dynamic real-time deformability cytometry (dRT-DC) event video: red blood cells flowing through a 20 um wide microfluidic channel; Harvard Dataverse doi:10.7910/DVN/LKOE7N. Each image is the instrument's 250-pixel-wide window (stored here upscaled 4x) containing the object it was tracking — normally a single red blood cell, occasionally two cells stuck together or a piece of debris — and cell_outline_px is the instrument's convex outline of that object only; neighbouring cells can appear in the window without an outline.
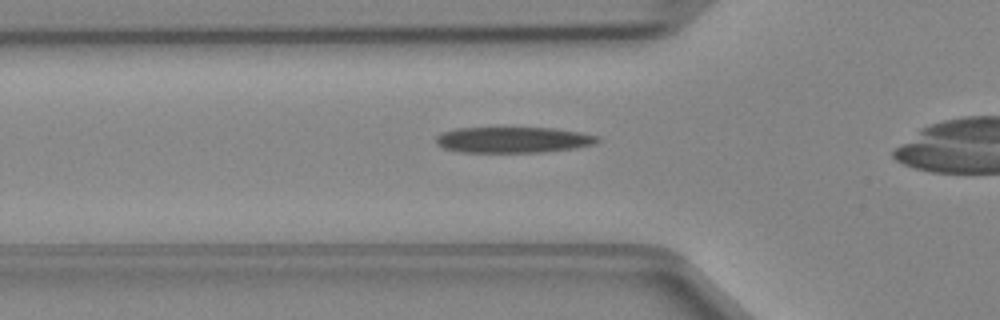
{"species": "Egyptian fruit bat (a non-hibernating species)", "species_latin": "Rousettus aegyptiacus", "temperature_condition": "cold", "stored_images_in_passage": 30, "camera_frame_rate_fps": 3000, "um_per_image_px": 0.085, "animal": {"sex": "female"}, "frame": {"image": 1, "passage_image": 7, "time_ms": 2.0, "image_size_px": [1000, 320], "cell_outline_px": [[600, 140], [592, 144], [576, 148], [544, 152], [460, 152], [444, 148], [436, 144], [436, 136], [440, 132], [456, 128], [552, 128], [580, 132], [600, 136]], "centroid_in_image_um": [43.6, 11.88], "position_along_channel_um": 82.2, "area_um2": 24.45}}
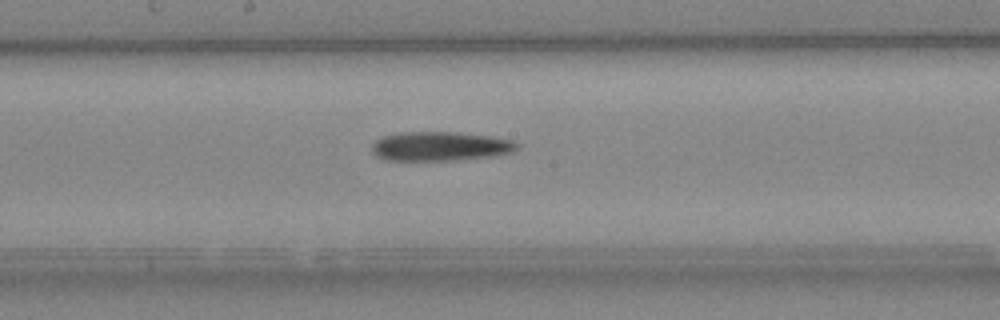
{"frame": {"image": 2, "passage_image": 16, "time_ms": 5.0, "image_size_px": [1000, 320], "cell_outline_px": [[520, 148], [512, 152], [496, 156], [456, 160], [384, 160], [376, 156], [372, 152], [372, 144], [376, 140], [384, 136], [400, 132], [452, 132], [492, 136], [512, 140], [520, 144]], "centroid_in_image_um": [37.45, 12.44], "position_along_channel_um": 210.7, "area_um2": 24.91}}
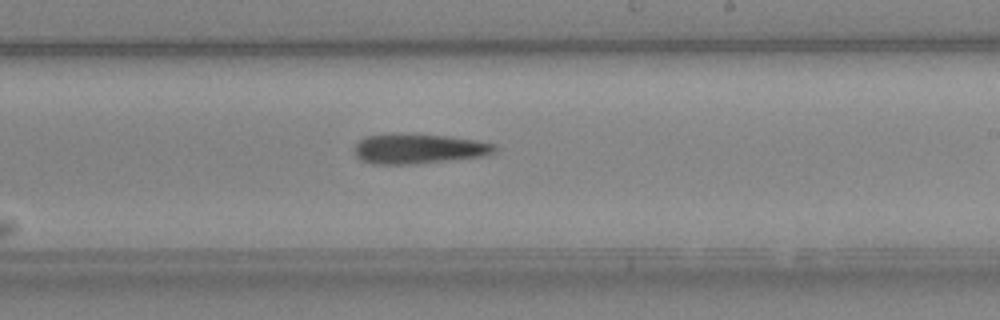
{"frame": {"image": 3, "passage_image": 19, "time_ms": 6.0, "image_size_px": [1000, 320], "cell_outline_px": [[496, 152], [484, 156], [416, 164], [372, 164], [360, 160], [356, 156], [352, 148], [364, 136], [392, 132], [396, 132], [448, 136], [476, 140], [496, 144]], "centroid_in_image_um": [35.53, 12.63], "position_along_channel_um": 253.5, "area_um2": 25.09}}